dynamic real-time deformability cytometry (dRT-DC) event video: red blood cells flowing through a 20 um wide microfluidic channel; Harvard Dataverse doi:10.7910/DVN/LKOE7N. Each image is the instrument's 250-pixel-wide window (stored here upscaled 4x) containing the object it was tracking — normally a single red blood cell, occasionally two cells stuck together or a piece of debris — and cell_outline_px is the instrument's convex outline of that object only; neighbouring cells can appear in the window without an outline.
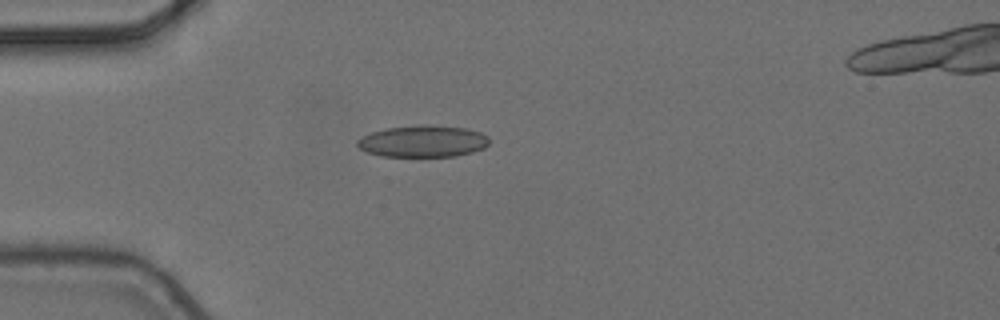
{"species": "common noctule bat (a hibernating species)", "species_latin": "Nyctalus noctula", "temperature_condition": "cold", "stored_images_in_passage": 2, "camera_frame_rate_fps": 3000, "um_per_image_px": 0.085, "animal": {"sex": "female", "body_mass_g": 24.6, "forearm_length_mm": 56.2}, "frame": {"image": 1, "passage_image": 1, "time_ms": 0.0, "image_size_px": [1000, 320], "cell_outline_px": [[488, 144], [484, 148], [472, 152], [456, 156], [380, 156], [368, 152], [360, 148], [356, 144], [356, 140], [372, 132], [388, 128], [424, 124], [464, 128], [480, 132], [488, 136]], "centroid_in_image_um": [35.95, 12.01], "position_along_channel_um": 49.0, "area_um2": 24.22}}